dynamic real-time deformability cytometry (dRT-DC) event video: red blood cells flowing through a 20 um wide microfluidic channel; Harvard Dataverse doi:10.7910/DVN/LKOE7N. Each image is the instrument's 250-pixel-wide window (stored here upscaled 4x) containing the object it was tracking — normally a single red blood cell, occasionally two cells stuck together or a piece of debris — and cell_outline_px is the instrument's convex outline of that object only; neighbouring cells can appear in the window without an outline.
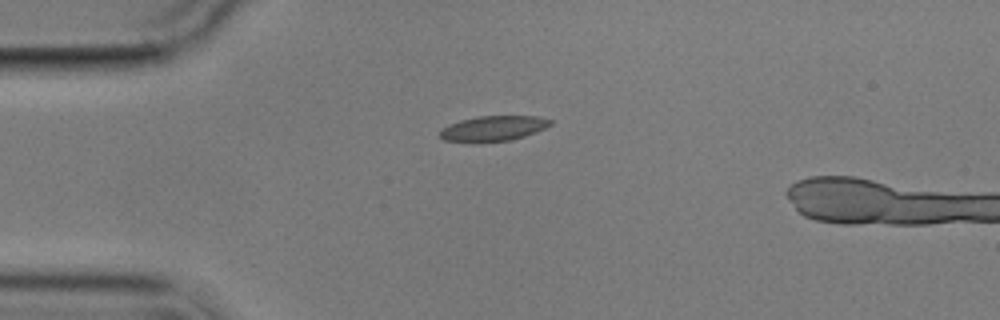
{"species": "common noctule bat (a hibernating species)", "species_latin": "Nyctalus noctula", "temperature_condition": "cold", "stored_images_in_passage": 2, "camera_frame_rate_fps": 3000, "um_per_image_px": 0.085, "animal": {"sex": "male", "body_mass_g": 17.9}, "frame": {"image": 1, "passage_image": 1, "time_ms": 0.0, "image_size_px": [1000, 320], "cell_outline_px": [[552, 124], [536, 132], [512, 140], [444, 140], [440, 136], [440, 132], [448, 124], [460, 120], [476, 116], [536, 116], [552, 120]], "centroid_in_image_um": [41.98, 10.87], "position_along_channel_um": 43.0, "area_um2": 15.61}}